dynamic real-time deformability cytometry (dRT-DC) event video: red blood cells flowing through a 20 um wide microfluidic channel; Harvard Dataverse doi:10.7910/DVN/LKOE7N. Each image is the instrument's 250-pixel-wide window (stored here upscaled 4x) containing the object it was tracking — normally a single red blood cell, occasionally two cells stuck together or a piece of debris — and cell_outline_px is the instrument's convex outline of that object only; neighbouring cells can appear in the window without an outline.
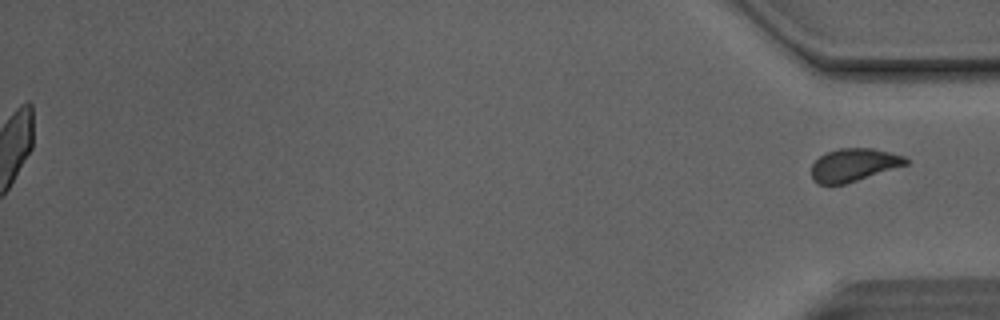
{"species": "Egyptian fruit bat (a non-hibernating species)", "species_latin": "Rousettus aegyptiacus", "temperature_condition": "room temperature", "stored_images_in_passage": 51, "segment_of_instrument_passage": [2, 2], "camera_frame_rate_fps": 3000, "um_per_image_px": 0.085, "animal": {"sex": "male"}, "frame": {"image": 1, "passage_image": 51, "time_ms": 16.667, "image_size_px": [1000, 320], "cell_outline_px": [[908, 164], [844, 184], [816, 184], [812, 180], [812, 164], [820, 156], [828, 152], [840, 148], [872, 148], [904, 156], [908, 160]], "centroid_in_image_um": [72.55, 14.02], "position_along_channel_um": 362.7, "area_um2": 17.86}}